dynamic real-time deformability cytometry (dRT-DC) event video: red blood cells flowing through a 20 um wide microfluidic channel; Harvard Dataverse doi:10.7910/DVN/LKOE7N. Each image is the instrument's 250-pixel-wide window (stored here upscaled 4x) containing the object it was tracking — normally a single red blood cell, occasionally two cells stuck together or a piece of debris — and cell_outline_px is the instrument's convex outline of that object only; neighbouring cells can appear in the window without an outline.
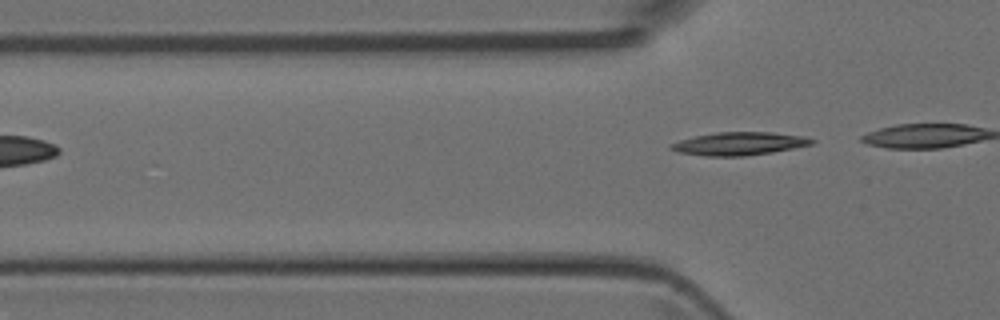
{"species": "Egyptian fruit bat (a non-hibernating species)", "species_latin": "Rousettus aegyptiacus", "temperature_condition": "room temperature", "stored_images_in_passage": 4, "camera_frame_rate_fps": 3000, "um_per_image_px": 0.085, "animal": {"sex": "female"}, "frame": {"image": 1, "passage_image": 4, "time_ms": 1.0, "image_size_px": [1000, 320], "cell_outline_px": [[816, 140], [812, 144], [772, 152], [744, 156], [704, 156], [676, 152], [668, 148], [668, 144], [680, 140], [696, 136], [716, 132], [772, 132], [804, 136]], "centroid_in_image_um": [62.78, 12.21], "position_along_channel_um": 63.0, "area_um2": 18.96}}